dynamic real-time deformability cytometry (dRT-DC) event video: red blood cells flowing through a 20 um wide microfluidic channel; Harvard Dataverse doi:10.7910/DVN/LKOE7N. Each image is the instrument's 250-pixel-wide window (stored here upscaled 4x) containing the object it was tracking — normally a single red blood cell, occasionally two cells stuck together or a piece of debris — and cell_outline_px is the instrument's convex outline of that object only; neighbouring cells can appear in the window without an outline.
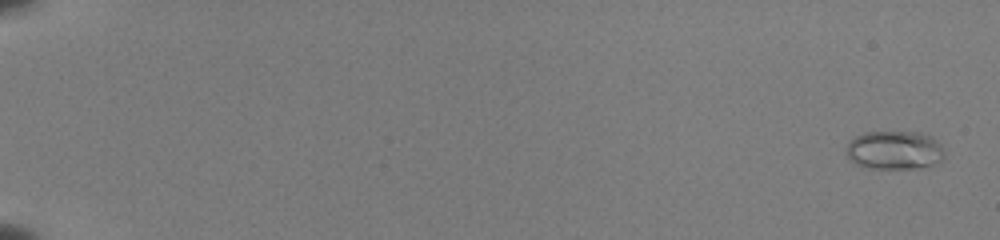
{"species": "common noctule bat (a hibernating species)", "species_latin": "Nyctalus noctula", "temperature_condition": "room temperature", "stored_images_in_passage": 55, "camera_frame_rate_fps": 3000, "um_per_image_px": 0.085, "animal": {"sex": "female", "body_mass_g": 22.0, "forearm_length_mm": 56.7}, "frame": {"image": 1, "passage_image": 3, "time_ms": 0.667, "image_size_px": [1000, 240], "cell_outline_px": [[944, 160], [920, 168], [864, 168], [856, 164], [848, 156], [848, 144], [856, 136], [864, 132], [920, 132], [932, 136], [940, 144], [944, 152]], "centroid_in_image_um": [76.07, 12.76], "position_along_channel_um": 8.9, "area_um2": 22.02}}
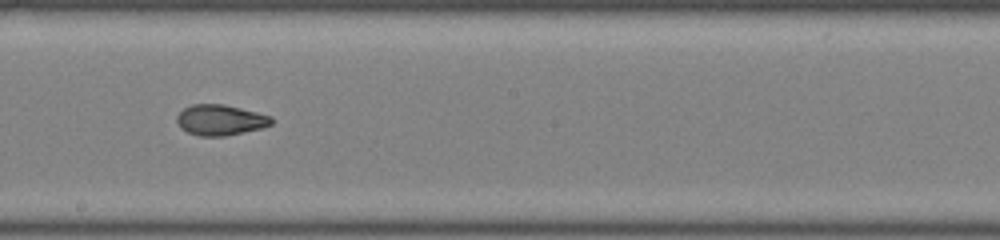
{"frame": {"image": 2, "passage_image": 35, "time_ms": 11.333, "image_size_px": [1000, 240], "cell_outline_px": [[272, 124], [260, 128], [224, 136], [200, 136], [188, 132], [180, 128], [176, 120], [176, 116], [184, 108], [192, 104], [224, 104], [272, 116]], "centroid_in_image_um": [18.7, 10.19], "position_along_channel_um": 229.5, "area_um2": 16.76}}
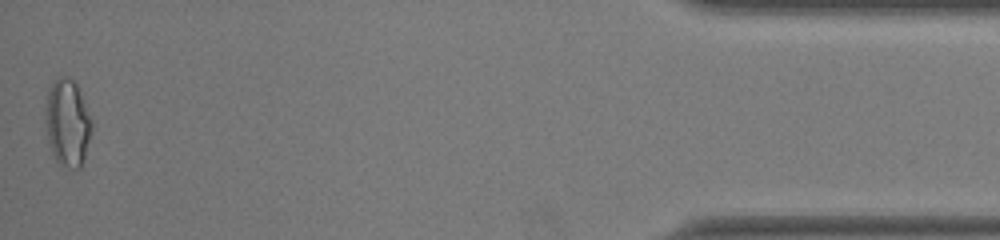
{"frame": {"image": 3, "passage_image": 55, "time_ms": 18.0, "image_size_px": [1000, 240], "cell_outline_px": [[92, 132], [84, 160], [80, 168], [76, 168], [60, 164], [56, 160], [48, 144], [44, 120], [48, 88], [60, 76], [68, 76], [76, 84], [92, 120]], "centroid_in_image_um": [5.72, 10.45], "position_along_channel_um": 429.5, "area_um2": 23.58}, "authors_computed_cell_mechanics": {"area_um2": 17.918, "velocity_mm_per_s": 4.0013, "shape_relaxation_time_tau1_ms": null, "shape_relaxation_time_tau2_ms": 1.4677, "deformation_change_tau1": null, "deformation_change_tau2": 0.0613}}